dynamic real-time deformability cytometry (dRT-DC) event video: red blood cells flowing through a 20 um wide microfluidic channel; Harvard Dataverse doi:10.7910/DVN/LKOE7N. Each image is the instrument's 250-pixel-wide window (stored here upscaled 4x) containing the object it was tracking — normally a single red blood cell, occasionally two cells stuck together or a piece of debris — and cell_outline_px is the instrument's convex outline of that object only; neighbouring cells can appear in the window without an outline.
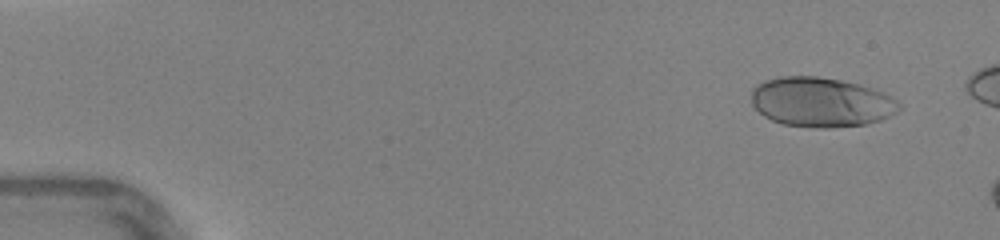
{"species": "human", "species_latin": "Homo sapiens", "temperature_condition": "warm", "stored_images_in_passage": 7, "camera_frame_rate_fps": 3000, "um_per_image_px": 0.085, "donor": {"sex": "female"}, "frame": {"image": 1, "passage_image": 1, "time_ms": 0.0, "image_size_px": [1000, 240], "cell_outline_px": [[900, 108], [896, 112], [880, 120], [864, 124], [832, 128], [816, 128], [784, 124], [772, 120], [764, 116], [752, 104], [752, 88], [756, 84], [764, 80], [780, 76], [816, 76], [840, 80], [856, 84], [884, 92], [896, 100], [900, 104]], "centroid_in_image_um": [69.76, 8.68], "position_along_channel_um": 15.2, "area_um2": 42.6}}